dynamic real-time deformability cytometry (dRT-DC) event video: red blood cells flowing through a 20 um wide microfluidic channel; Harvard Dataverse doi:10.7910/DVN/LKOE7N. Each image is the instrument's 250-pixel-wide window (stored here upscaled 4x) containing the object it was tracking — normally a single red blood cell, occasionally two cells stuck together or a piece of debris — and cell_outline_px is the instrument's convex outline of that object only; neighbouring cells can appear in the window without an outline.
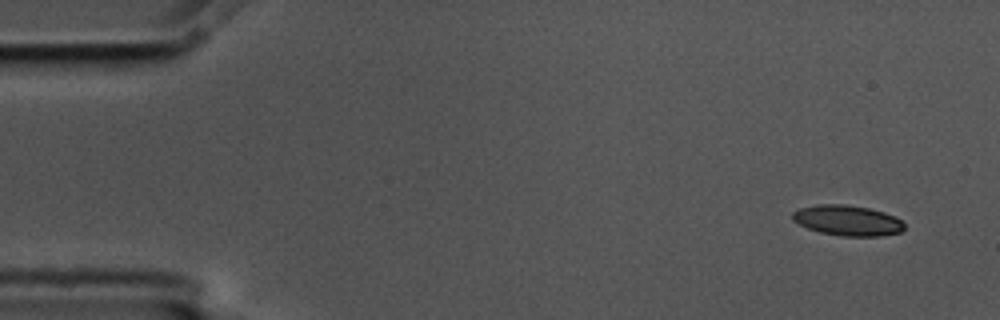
{"species": "common noctule bat (a hibernating species)", "species_latin": "Nyctalus noctula", "temperature_condition": "cold", "stored_images_in_passage": 5, "segment_of_instrument_passage": [1, 2], "camera_frame_rate_fps": 3000, "um_per_image_px": 0.085, "animal": {"sex": "male", "body_mass_g": 17.5, "forearm_length_mm": 52.3}, "frame": {"image": 1, "passage_image": 1, "time_ms": 0.0, "image_size_px": [1000, 320], "cell_outline_px": [[904, 228], [900, 232], [880, 236], [844, 236], [820, 232], [808, 228], [792, 220], [792, 212], [800, 208], [820, 204], [844, 204], [868, 208], [884, 212], [900, 220], [904, 224]], "centroid_in_image_um": [72.02, 18.74], "position_along_channel_um": 13.0, "area_um2": 19.59}}